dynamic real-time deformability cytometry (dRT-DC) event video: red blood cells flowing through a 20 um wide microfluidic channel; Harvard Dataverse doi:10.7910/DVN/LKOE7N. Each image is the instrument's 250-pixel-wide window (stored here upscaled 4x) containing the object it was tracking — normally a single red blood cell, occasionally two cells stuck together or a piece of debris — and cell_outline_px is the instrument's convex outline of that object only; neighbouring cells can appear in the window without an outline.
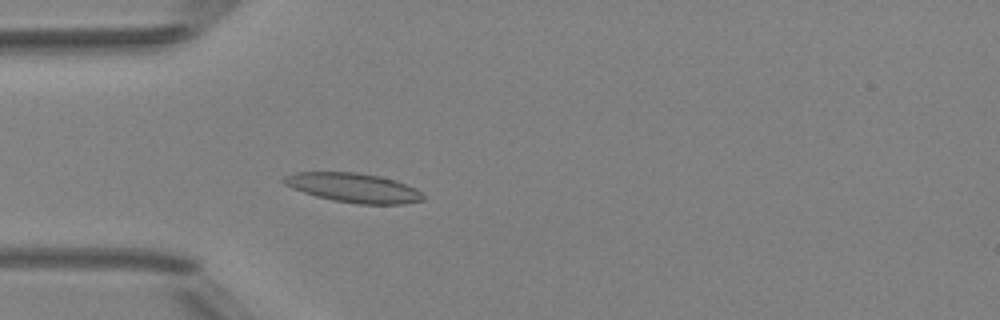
{"species": "Egyptian fruit bat (a non-hibernating species)", "species_latin": "Rousettus aegyptiacus", "temperature_condition": "room temperature", "stored_images_in_passage": 4, "camera_frame_rate_fps": 3000, "um_per_image_px": 0.085, "animal": {"sex": "female"}, "frame": {"image": 1, "passage_image": 4, "time_ms": 4.333, "image_size_px": [1000, 320], "cell_outline_px": [[424, 200], [404, 204], [356, 204], [332, 200], [316, 196], [292, 188], [284, 184], [280, 180], [284, 176], [296, 172], [356, 172], [380, 176], [396, 180], [416, 188], [424, 196]], "centroid_in_image_um": [30.05, 15.96], "position_along_channel_um": 55.0, "area_um2": 23.93}}